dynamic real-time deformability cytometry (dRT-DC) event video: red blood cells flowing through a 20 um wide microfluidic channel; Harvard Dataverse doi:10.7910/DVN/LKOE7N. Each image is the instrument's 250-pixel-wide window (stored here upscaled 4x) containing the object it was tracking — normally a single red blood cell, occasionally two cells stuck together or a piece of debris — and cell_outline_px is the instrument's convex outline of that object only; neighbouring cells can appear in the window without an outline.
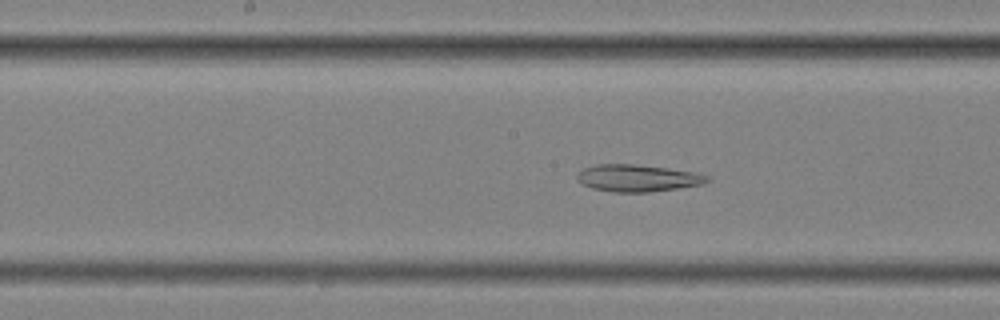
{"species": "common noctule bat (a hibernating species)", "species_latin": "Nyctalus noctula", "temperature_condition": "cold", "stored_images_in_passage": 58, "segment_of_instrument_passage": [2, 2], "camera_frame_rate_fps": 3000, "um_per_image_px": 0.085, "animal": {"sex": "female", "body_mass_g": 25.1}, "frame": {"image": 1, "passage_image": 30, "time_ms": 9.667, "image_size_px": [1000, 320], "cell_outline_px": [[712, 180], [700, 184], [680, 188], [648, 192], [612, 192], [592, 188], [576, 180], [576, 176], [584, 168], [596, 164], [632, 164], [668, 168], [696, 172], [708, 176]], "centroid_in_image_um": [54.2, 15.14], "position_along_channel_um": 194.0, "area_um2": 20.46}}
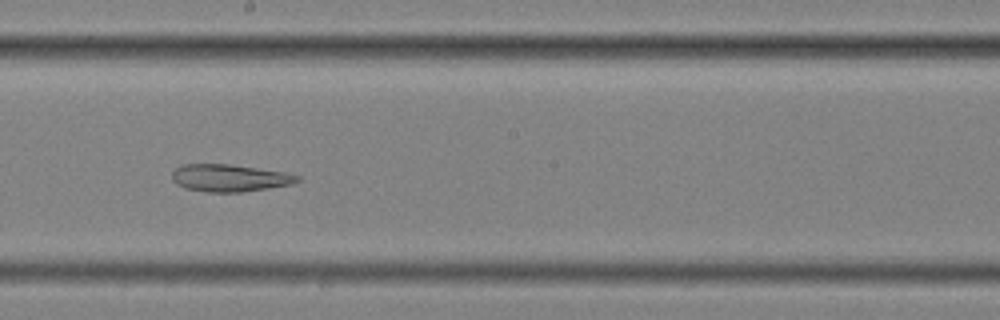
{"frame": {"image": 2, "passage_image": 33, "time_ms": 10.667, "image_size_px": [1000, 320], "cell_outline_px": [[300, 180], [292, 184], [268, 188], [240, 192], [208, 192], [184, 188], [176, 184], [172, 180], [172, 172], [176, 168], [184, 164], [228, 164], [288, 172], [300, 176]], "centroid_in_image_um": [19.52, 15.12], "position_along_channel_um": 228.7, "area_um2": 20.0}}
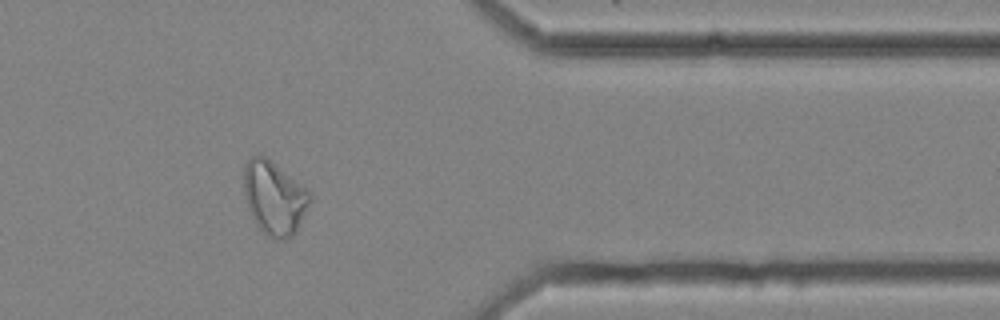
{"frame": {"image": 3, "passage_image": 48, "time_ms": 15.667, "image_size_px": [1000, 320], "cell_outline_px": [[312, 200], [292, 236], [284, 240], [280, 240], [268, 236], [256, 224], [248, 208], [244, 192], [244, 168], [248, 160], [252, 156], [264, 156], [308, 188], [312, 192]], "centroid_in_image_um": [23.34, 16.81], "position_along_channel_um": 388.1, "area_um2": 28.03}}